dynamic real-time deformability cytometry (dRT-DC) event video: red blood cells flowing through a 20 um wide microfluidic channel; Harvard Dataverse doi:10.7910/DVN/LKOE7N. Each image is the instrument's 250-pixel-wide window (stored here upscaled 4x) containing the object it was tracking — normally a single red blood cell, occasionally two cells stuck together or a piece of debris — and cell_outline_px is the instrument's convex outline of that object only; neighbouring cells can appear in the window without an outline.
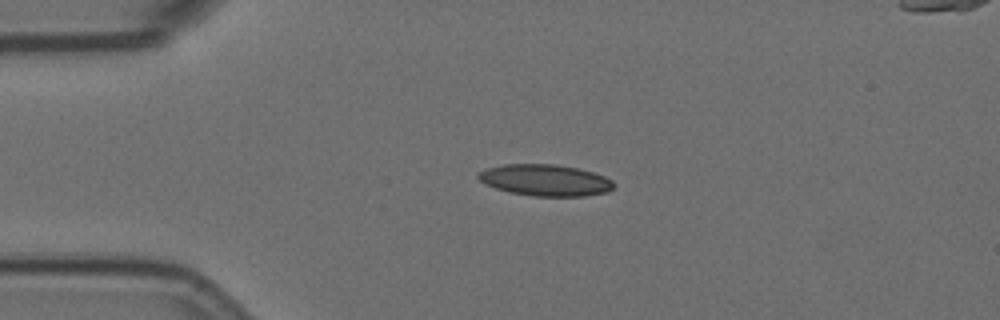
{"species": "Egyptian fruit bat (a non-hibernating species)", "species_latin": "Rousettus aegyptiacus", "temperature_condition": "room temperature", "stored_images_in_passage": 6, "camera_frame_rate_fps": 3000, "um_per_image_px": 0.085, "animal": {"sex": "female"}, "frame": {"image": 1, "passage_image": 4, "time_ms": 1.0, "image_size_px": [1000, 320], "cell_outline_px": [[616, 184], [608, 192], [584, 196], [532, 196], [508, 192], [484, 184], [476, 176], [476, 172], [488, 168], [504, 164], [556, 164], [576, 168], [592, 172], [604, 176], [612, 180]], "centroid_in_image_um": [46.33, 15.32], "position_along_channel_um": 38.7, "area_um2": 24.97}}